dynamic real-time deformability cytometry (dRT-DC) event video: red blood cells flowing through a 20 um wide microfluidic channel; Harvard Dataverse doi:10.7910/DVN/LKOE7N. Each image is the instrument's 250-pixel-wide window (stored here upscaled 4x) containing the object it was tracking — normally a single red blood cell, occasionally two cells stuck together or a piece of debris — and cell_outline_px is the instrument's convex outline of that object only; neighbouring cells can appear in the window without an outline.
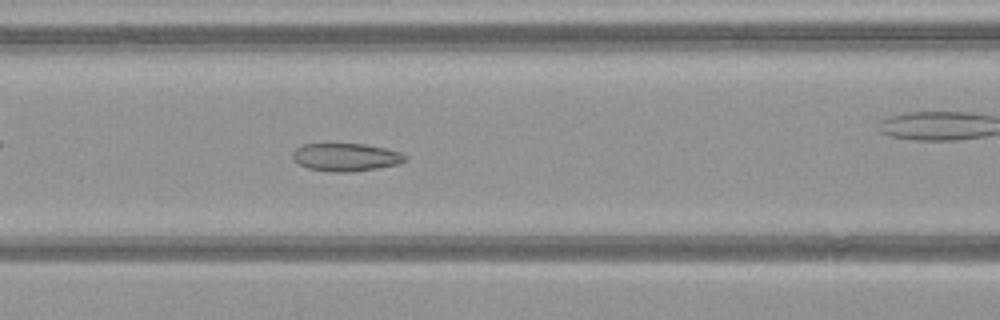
{"species": "common noctule bat (a hibernating species)", "species_latin": "Nyctalus noctula", "temperature_condition": "warm", "stored_images_in_passage": 51, "camera_frame_rate_fps": 3000, "um_per_image_px": 0.085, "animal": {"sex": "female", "body_mass_g": 21.9}, "frame": {"image": 1, "passage_image": 22, "time_ms": 7.0, "image_size_px": [1000, 320], "cell_outline_px": [[408, 160], [400, 164], [380, 168], [352, 172], [332, 172], [308, 168], [292, 160], [292, 152], [296, 148], [304, 144], [328, 140], [364, 144], [384, 148], [400, 152], [408, 156]], "centroid_in_image_um": [29.38, 13.31], "position_along_channel_um": 137.2, "area_um2": 19.36}, "authors_computed_cell_mechanics": {"area_um2": 21.9062, "velocity_mm_per_s": 4.0992, "shape_relaxation_time_tau1_ms": 10.8267, "shape_relaxation_time_tau2_ms": 1.4055, "deformation_change_tau1": 0.1999, "deformation_change_tau2": 0.071}}